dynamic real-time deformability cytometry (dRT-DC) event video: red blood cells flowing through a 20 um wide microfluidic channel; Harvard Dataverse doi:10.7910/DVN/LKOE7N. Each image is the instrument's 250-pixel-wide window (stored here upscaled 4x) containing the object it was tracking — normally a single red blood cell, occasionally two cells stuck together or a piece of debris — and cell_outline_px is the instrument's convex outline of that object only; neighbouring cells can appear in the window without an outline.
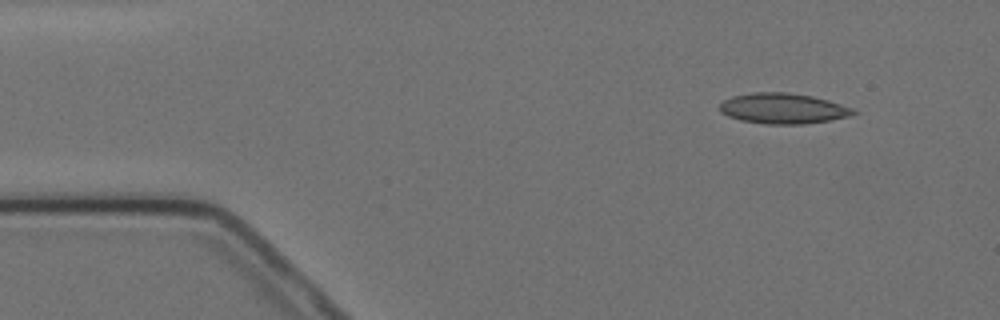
{"species": "Egyptian fruit bat (a non-hibernating species)", "species_latin": "Rousettus aegyptiacus", "temperature_condition": "cold", "stored_images_in_passage": 4, "camera_frame_rate_fps": 3000, "um_per_image_px": 0.085, "animal": {"sex": "female"}, "frame": {"image": 1, "passage_image": 1, "time_ms": 0.0, "image_size_px": [1000, 320], "cell_outline_px": [[860, 112], [848, 116], [828, 120], [804, 124], [764, 124], [740, 120], [728, 116], [720, 112], [720, 104], [724, 100], [732, 96], [752, 92], [788, 92], [812, 96], [828, 100], [852, 108]], "centroid_in_image_um": [66.53, 9.21], "position_along_channel_um": 18.5, "area_um2": 23.76}}